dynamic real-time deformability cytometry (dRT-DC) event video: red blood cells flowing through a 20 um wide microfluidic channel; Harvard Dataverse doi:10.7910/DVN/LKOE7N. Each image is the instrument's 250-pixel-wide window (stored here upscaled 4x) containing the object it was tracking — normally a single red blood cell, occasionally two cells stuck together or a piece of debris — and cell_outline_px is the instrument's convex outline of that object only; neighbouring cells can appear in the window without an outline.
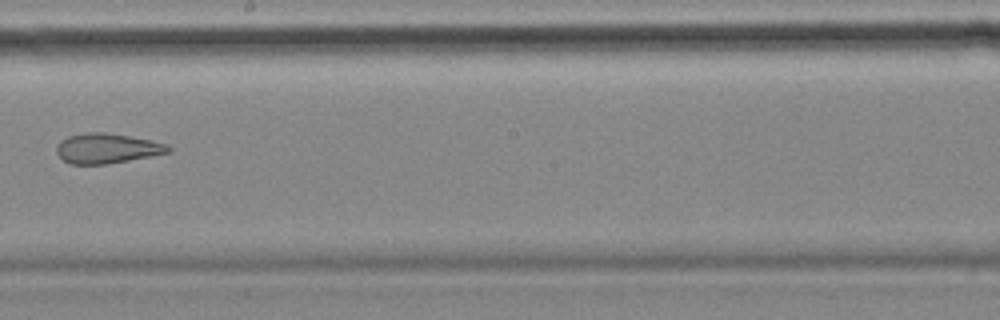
{"species": "common noctule bat (a hibernating species)", "species_latin": "Nyctalus noctula", "temperature_condition": "cold", "stored_images_in_passage": 8, "camera_frame_rate_fps": 3000, "um_per_image_px": 0.085, "animal": {"sex": "female", "body_mass_g": 18.4}, "frame": {"image": 1, "passage_image": 8, "time_ms": 8.333, "image_size_px": [1000, 320], "cell_outline_px": [[172, 152], [152, 156], [104, 164], [72, 164], [64, 160], [56, 152], [56, 148], [60, 140], [68, 136], [88, 132], [104, 132], [152, 140], [168, 144], [172, 148]], "centroid_in_image_um": [9.13, 12.6], "position_along_channel_um": 239.1, "area_um2": 19.48}}